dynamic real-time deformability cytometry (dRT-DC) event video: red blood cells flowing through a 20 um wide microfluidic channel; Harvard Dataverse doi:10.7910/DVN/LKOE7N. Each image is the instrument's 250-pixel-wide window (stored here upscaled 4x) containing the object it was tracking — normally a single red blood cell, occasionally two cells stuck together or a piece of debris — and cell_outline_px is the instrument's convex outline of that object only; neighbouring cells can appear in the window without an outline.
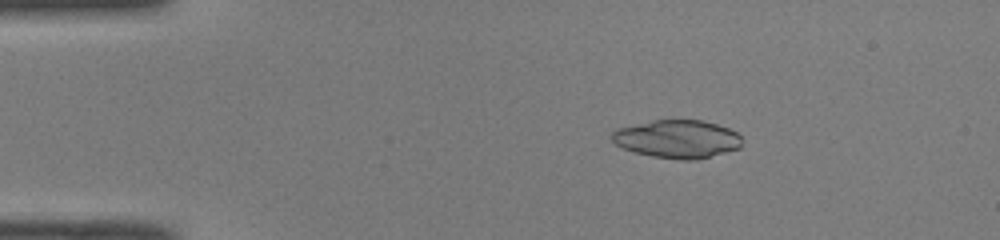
{"species": "common noctule bat (a hibernating species)", "species_latin": "Nyctalus noctula", "temperature_condition": "room temperature", "stored_images_in_passage": 49, "camera_frame_rate_fps": 3000, "um_per_image_px": 0.085, "animal": {"sex": "male", "body_mass_g": 19.0, "forearm_length_mm": 50.8}, "frame": {"image": 1, "passage_image": 8, "time_ms": 2.333, "image_size_px": [1000, 240], "cell_outline_px": [[740, 148], [696, 160], [680, 160], [652, 156], [636, 152], [624, 148], [616, 144], [612, 140], [612, 132], [616, 128], [652, 120], [672, 116], [700, 120], [716, 124], [728, 128], [736, 132], [740, 136]], "centroid_in_image_um": [57.55, 11.77], "position_along_channel_um": 27.5, "area_um2": 29.42}}